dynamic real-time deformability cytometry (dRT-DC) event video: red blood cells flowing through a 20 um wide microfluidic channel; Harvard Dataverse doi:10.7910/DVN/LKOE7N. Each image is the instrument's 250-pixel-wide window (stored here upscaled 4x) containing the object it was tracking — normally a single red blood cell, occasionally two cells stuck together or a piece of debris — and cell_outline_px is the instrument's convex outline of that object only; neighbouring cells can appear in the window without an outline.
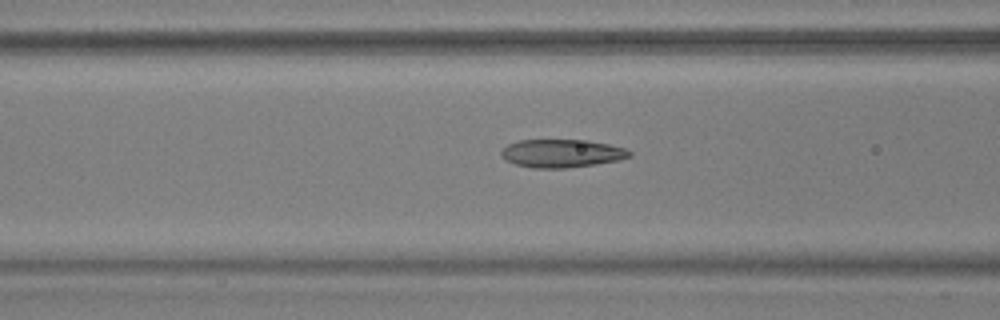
{"species": "common noctule bat (a hibernating species)", "species_latin": "Nyctalus noctula", "temperature_condition": "warm", "stored_images_in_passage": 46, "camera_frame_rate_fps": 3000, "um_per_image_px": 0.085, "animal": {"sex": "male", "body_mass_g": 17.9, "forearm_length_mm": 54.2}, "frame": {"image": 1, "passage_image": 23, "time_ms": 7.333, "image_size_px": [1000, 320], "cell_outline_px": [[632, 156], [620, 160], [596, 164], [568, 168], [532, 168], [516, 164], [500, 156], [500, 152], [508, 144], [520, 140], [588, 140], [608, 144], [624, 148], [632, 152]], "centroid_in_image_um": [47.77, 13.04], "position_along_channel_um": 118.8, "area_um2": 21.04}}
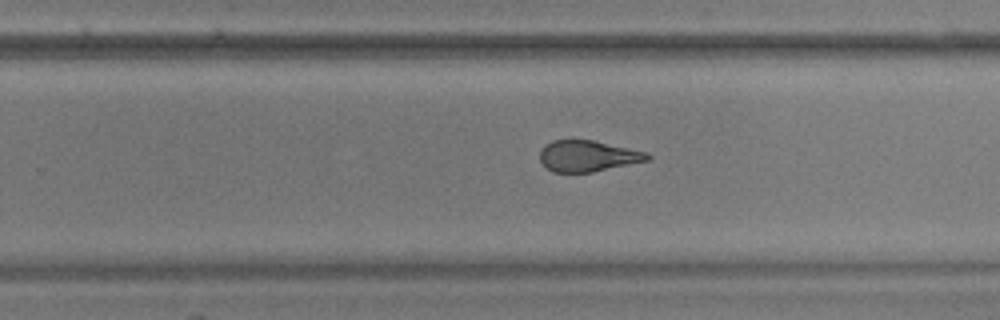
{"frame": {"image": 2, "passage_image": 36, "time_ms": 11.667, "image_size_px": [1000, 320], "cell_outline_px": [[652, 156], [648, 160], [592, 172], [552, 172], [540, 160], [540, 148], [544, 144], [552, 140], [592, 140], [648, 152]], "centroid_in_image_um": [49.94, 13.25], "position_along_channel_um": 279.9, "area_um2": 19.42}}
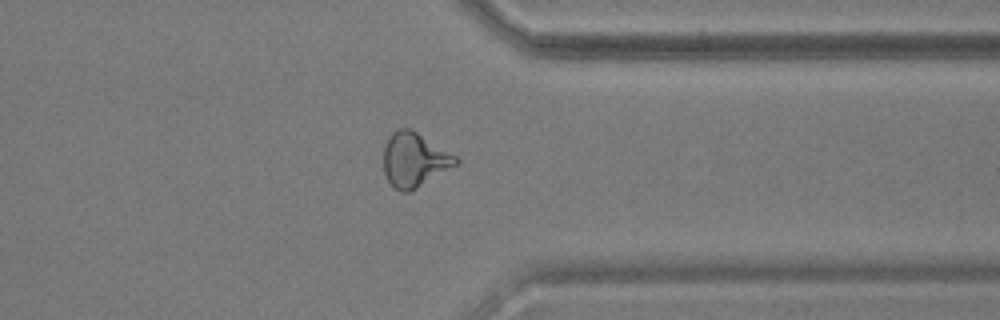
{"frame": {"image": 3, "passage_image": 44, "time_ms": 14.333, "image_size_px": [1000, 320], "cell_outline_px": [[460, 160], [456, 164], [416, 188], [408, 192], [400, 192], [388, 180], [384, 172], [384, 148], [388, 136], [392, 132], [400, 128], [408, 128], [416, 132], [456, 156]], "centroid_in_image_um": [35.18, 13.57], "position_along_channel_um": 376.2, "area_um2": 22.25}}